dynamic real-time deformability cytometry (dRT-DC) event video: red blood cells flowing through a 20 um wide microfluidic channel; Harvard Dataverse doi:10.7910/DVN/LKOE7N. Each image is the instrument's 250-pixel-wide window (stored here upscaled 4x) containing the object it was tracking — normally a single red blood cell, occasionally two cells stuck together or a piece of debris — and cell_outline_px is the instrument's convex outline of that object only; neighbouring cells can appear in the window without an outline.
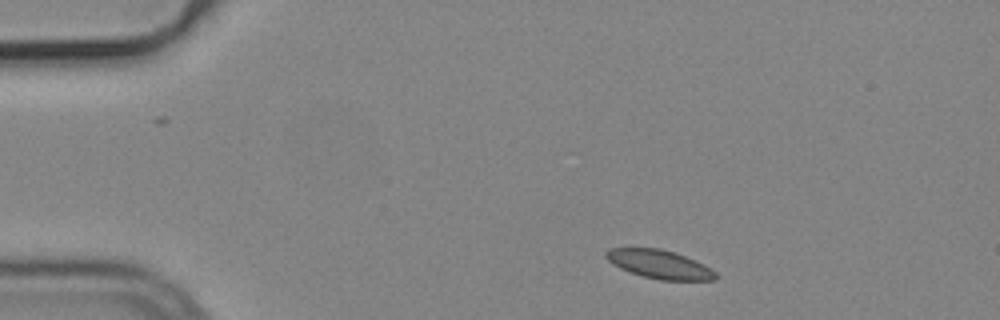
{"species": "common noctule bat (a hibernating species)", "species_latin": "Nyctalus noctula", "temperature_condition": "cold", "stored_images_in_passage": 3, "camera_frame_rate_fps": 3000, "um_per_image_px": 0.085, "animal": {"sex": "male", "body_mass_g": 19.2, "forearm_length_mm": 51.8}, "frame": {"image": 1, "passage_image": 1, "time_ms": 0.0, "image_size_px": [1000, 320], "cell_outline_px": [[716, 280], [660, 280], [644, 276], [620, 268], [612, 264], [604, 256], [604, 252], [608, 248], [660, 248], [684, 256], [704, 264], [716, 272]], "centroid_in_image_um": [56.03, 22.46], "position_along_channel_um": 29.0, "area_um2": 18.09}}